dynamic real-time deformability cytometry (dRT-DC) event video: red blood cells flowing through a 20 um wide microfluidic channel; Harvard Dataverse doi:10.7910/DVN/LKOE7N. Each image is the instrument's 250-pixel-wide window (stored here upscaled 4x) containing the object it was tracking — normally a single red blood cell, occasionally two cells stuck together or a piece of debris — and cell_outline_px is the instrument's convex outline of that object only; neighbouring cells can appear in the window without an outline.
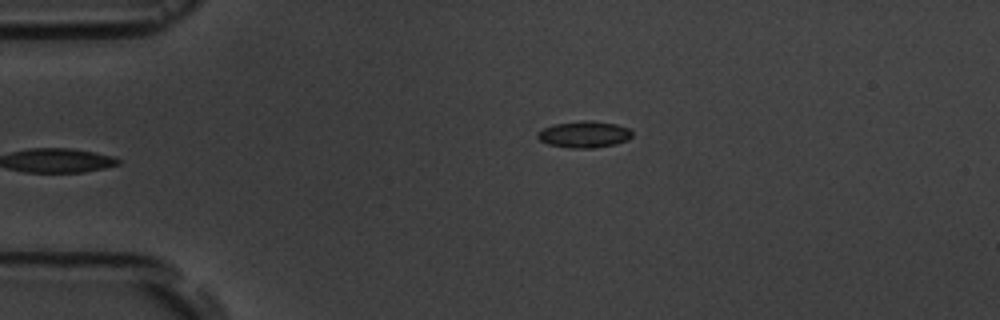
{"species": "common noctule bat (a hibernating species)", "species_latin": "Nyctalus noctula", "temperature_condition": "room temperature", "stored_images_in_passage": 5, "camera_frame_rate_fps": 3000, "um_per_image_px": 0.085, "animal": {"sex": "male", "body_mass_g": 19.5, "forearm_length_mm": 54.6}, "frame": {"image": 1, "passage_image": 5, "time_ms": 4.667, "image_size_px": [1000, 320], "cell_outline_px": [[632, 136], [628, 140], [616, 144], [592, 148], [572, 148], [548, 144], [540, 140], [536, 136], [544, 128], [552, 124], [580, 120], [588, 120], [616, 124], [628, 128], [632, 132]], "centroid_in_image_um": [49.67, 11.41], "position_along_channel_um": 35.3, "area_um2": 14.62}}